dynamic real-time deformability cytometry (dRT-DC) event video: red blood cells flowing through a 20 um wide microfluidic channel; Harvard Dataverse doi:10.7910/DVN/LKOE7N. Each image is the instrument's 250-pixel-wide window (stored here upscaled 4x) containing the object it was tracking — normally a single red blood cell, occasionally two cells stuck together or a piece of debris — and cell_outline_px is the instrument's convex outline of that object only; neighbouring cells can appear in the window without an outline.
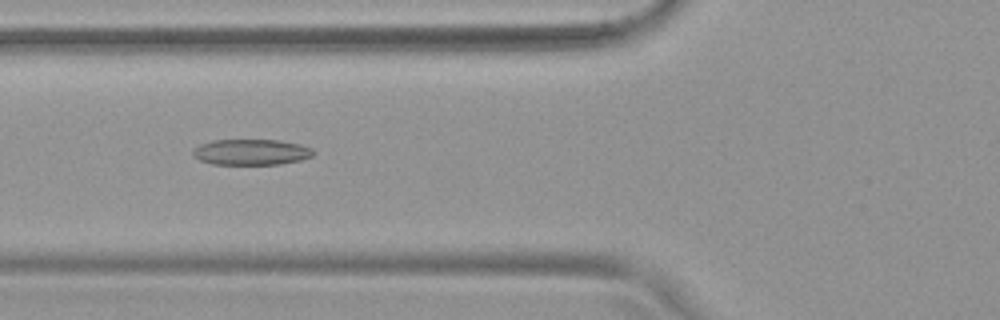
{"species": "common noctule bat (a hibernating species)", "species_latin": "Nyctalus noctula", "temperature_condition": "warm", "stored_images_in_passage": 54, "camera_frame_rate_fps": 3000, "um_per_image_px": 0.085, "animal": {"sex": "female", "body_mass_g": 19.9}, "frame": {"image": 1, "passage_image": 21, "time_ms": 6.667, "image_size_px": [1000, 320], "cell_outline_px": [[316, 152], [312, 156], [300, 160], [280, 164], [212, 164], [200, 160], [192, 156], [192, 148], [200, 144], [212, 140], [280, 140], [300, 144], [312, 148]], "centroid_in_image_um": [21.34, 12.92], "position_along_channel_um": 104.5, "area_um2": 18.26}}
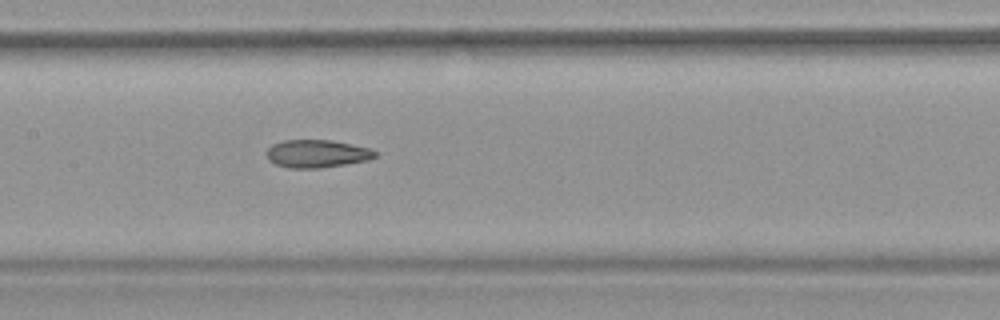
{"frame": {"image": 2, "passage_image": 27, "time_ms": 8.667, "image_size_px": [1000, 320], "cell_outline_px": [[376, 156], [368, 160], [320, 168], [288, 168], [276, 164], [268, 160], [264, 152], [272, 144], [284, 140], [332, 140], [372, 148], [376, 152]], "centroid_in_image_um": [26.91, 13.06], "position_along_channel_um": 180.5, "area_um2": 17.74}}
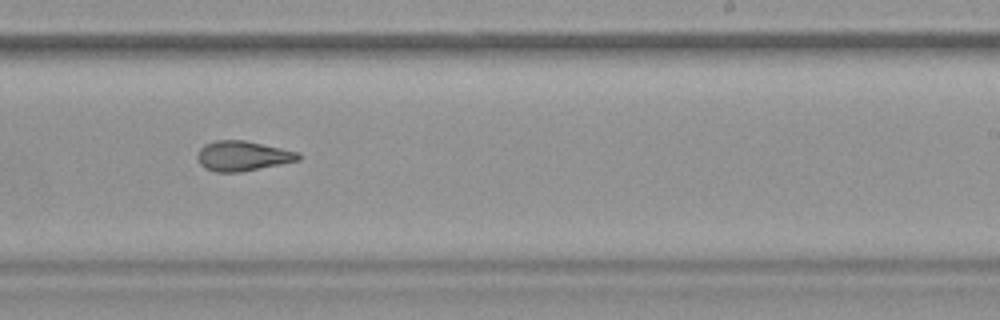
{"frame": {"image": 3, "passage_image": 34, "time_ms": 11.0, "image_size_px": [1000, 320], "cell_outline_px": [[300, 160], [240, 172], [216, 172], [204, 168], [200, 164], [196, 156], [200, 148], [204, 144], [216, 140], [244, 140], [300, 152]], "centroid_in_image_um": [20.6, 13.25], "position_along_channel_um": 268.4, "area_um2": 17.63}, "authors_computed_cell_mechanics": {"area_um2": 19.0451, "velocity_mm_per_s": 3.8009, "shape_relaxation_time_tau1_ms": null, "shape_relaxation_time_tau2_ms": 2.0795, "deformation_change_tau1": null, "deformation_change_tau2": 0.0992}}